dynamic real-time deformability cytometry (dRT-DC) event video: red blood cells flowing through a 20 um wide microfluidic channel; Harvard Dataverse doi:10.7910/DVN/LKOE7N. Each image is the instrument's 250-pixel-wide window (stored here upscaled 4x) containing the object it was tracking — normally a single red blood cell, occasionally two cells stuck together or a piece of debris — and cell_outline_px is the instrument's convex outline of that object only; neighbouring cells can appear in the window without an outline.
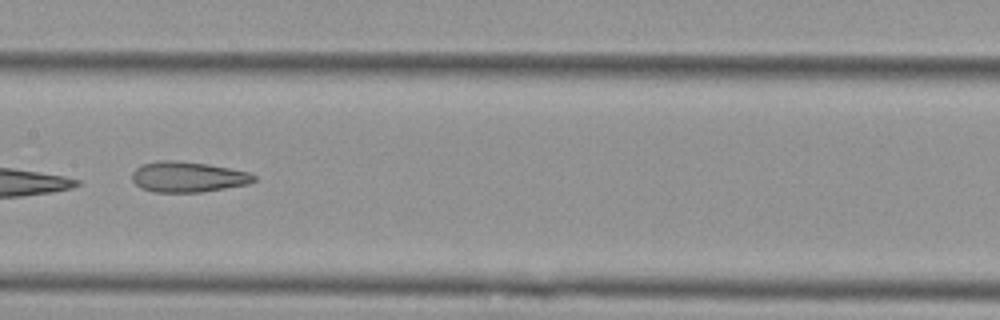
{"species": "Egyptian fruit bat (a non-hibernating species)", "species_latin": "Rousettus aegyptiacus", "temperature_condition": "cold", "stored_images_in_passage": 11, "camera_frame_rate_fps": 3000, "um_per_image_px": 0.085, "animal": {"sex": "female"}, "frame": {"image": 1, "passage_image": 5, "time_ms": 4.667, "image_size_px": [1000, 320], "cell_outline_px": [[256, 180], [248, 184], [204, 192], [152, 192], [140, 188], [132, 180], [132, 172], [140, 164], [156, 160], [176, 160], [208, 164], [248, 172], [256, 176]], "centroid_in_image_um": [15.93, 15.03], "position_along_channel_um": 191.5, "area_um2": 21.91}}
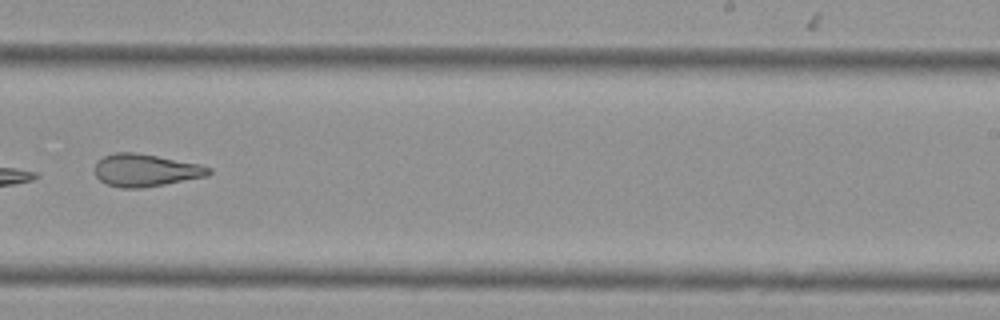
{"frame": {"image": 2, "passage_image": 7, "time_ms": 7.0, "image_size_px": [1000, 320], "cell_outline_px": [[212, 172], [208, 176], [164, 184], [140, 188], [120, 188], [108, 184], [100, 180], [96, 176], [96, 164], [104, 156], [116, 152], [136, 152], [200, 164], [212, 168]], "centroid_in_image_um": [12.41, 14.47], "position_along_channel_um": 276.6, "area_um2": 21.44}}
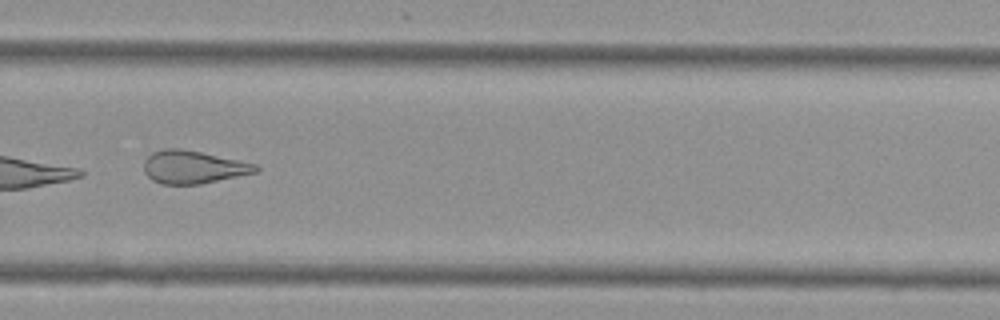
{"frame": {"image": 3, "passage_image": 8, "time_ms": 8.0, "image_size_px": [1000, 320], "cell_outline_px": [[260, 168], [256, 172], [200, 184], [160, 184], [152, 180], [144, 172], [144, 160], [152, 152], [164, 148], [180, 148], [200, 152], [256, 164]], "centroid_in_image_um": [16.37, 14.2], "position_along_channel_um": 313.4, "area_um2": 21.27}}